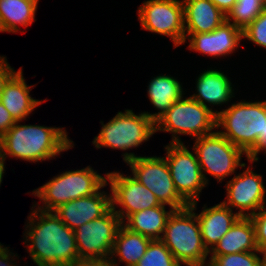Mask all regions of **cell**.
Returning a JSON list of instances; mask_svg holds the SVG:
<instances>
[{"mask_svg": "<svg viewBox=\"0 0 266 266\" xmlns=\"http://www.w3.org/2000/svg\"><path fill=\"white\" fill-rule=\"evenodd\" d=\"M35 207L36 204L32 206L24 233L31 259L37 266L73 265L79 260L74 231L54 211Z\"/></svg>", "mask_w": 266, "mask_h": 266, "instance_id": "obj_1", "label": "cell"}, {"mask_svg": "<svg viewBox=\"0 0 266 266\" xmlns=\"http://www.w3.org/2000/svg\"><path fill=\"white\" fill-rule=\"evenodd\" d=\"M16 122L0 138V155L29 162H42L73 148L65 129ZM8 155V156H7Z\"/></svg>", "mask_w": 266, "mask_h": 266, "instance_id": "obj_2", "label": "cell"}, {"mask_svg": "<svg viewBox=\"0 0 266 266\" xmlns=\"http://www.w3.org/2000/svg\"><path fill=\"white\" fill-rule=\"evenodd\" d=\"M196 206L197 202L173 210L160 240L180 265L208 266L206 260L209 251L202 240L200 224L194 211Z\"/></svg>", "mask_w": 266, "mask_h": 266, "instance_id": "obj_3", "label": "cell"}, {"mask_svg": "<svg viewBox=\"0 0 266 266\" xmlns=\"http://www.w3.org/2000/svg\"><path fill=\"white\" fill-rule=\"evenodd\" d=\"M264 117L266 101L241 100L218 112L216 127L225 129L218 132L242 149L247 154V160L254 163L257 161L258 136L263 134Z\"/></svg>", "mask_w": 266, "mask_h": 266, "instance_id": "obj_4", "label": "cell"}, {"mask_svg": "<svg viewBox=\"0 0 266 266\" xmlns=\"http://www.w3.org/2000/svg\"><path fill=\"white\" fill-rule=\"evenodd\" d=\"M109 183L107 177L87 166L76 171H65L32 191L42 200V211H54L61 204L97 193Z\"/></svg>", "mask_w": 266, "mask_h": 266, "instance_id": "obj_5", "label": "cell"}, {"mask_svg": "<svg viewBox=\"0 0 266 266\" xmlns=\"http://www.w3.org/2000/svg\"><path fill=\"white\" fill-rule=\"evenodd\" d=\"M182 96L155 122V132L165 131L172 134L171 143H182L178 135L199 138L217 129L218 111L203 106L191 97Z\"/></svg>", "mask_w": 266, "mask_h": 266, "instance_id": "obj_6", "label": "cell"}, {"mask_svg": "<svg viewBox=\"0 0 266 266\" xmlns=\"http://www.w3.org/2000/svg\"><path fill=\"white\" fill-rule=\"evenodd\" d=\"M102 128L92 143L96 148L128 150L148 141L155 132V122L144 112L136 115L132 110L118 112L108 123L101 121Z\"/></svg>", "mask_w": 266, "mask_h": 266, "instance_id": "obj_7", "label": "cell"}, {"mask_svg": "<svg viewBox=\"0 0 266 266\" xmlns=\"http://www.w3.org/2000/svg\"><path fill=\"white\" fill-rule=\"evenodd\" d=\"M123 161L129 165L132 176L151 190L159 202L178 210L188 204L177 193L165 157H141L134 153H124Z\"/></svg>", "mask_w": 266, "mask_h": 266, "instance_id": "obj_8", "label": "cell"}, {"mask_svg": "<svg viewBox=\"0 0 266 266\" xmlns=\"http://www.w3.org/2000/svg\"><path fill=\"white\" fill-rule=\"evenodd\" d=\"M193 150L206 184H208V179L205 172L221 182L226 176L234 174L236 168L246 166L245 163L240 162L243 154L246 156L247 154L218 131L196 138Z\"/></svg>", "mask_w": 266, "mask_h": 266, "instance_id": "obj_9", "label": "cell"}, {"mask_svg": "<svg viewBox=\"0 0 266 266\" xmlns=\"http://www.w3.org/2000/svg\"><path fill=\"white\" fill-rule=\"evenodd\" d=\"M122 223L111 208L105 215L76 228L74 233L79 260H109Z\"/></svg>", "mask_w": 266, "mask_h": 266, "instance_id": "obj_10", "label": "cell"}, {"mask_svg": "<svg viewBox=\"0 0 266 266\" xmlns=\"http://www.w3.org/2000/svg\"><path fill=\"white\" fill-rule=\"evenodd\" d=\"M166 162L179 196L189 205L199 201L204 181L196 153L188 150L184 143H171L165 146Z\"/></svg>", "mask_w": 266, "mask_h": 266, "instance_id": "obj_11", "label": "cell"}, {"mask_svg": "<svg viewBox=\"0 0 266 266\" xmlns=\"http://www.w3.org/2000/svg\"><path fill=\"white\" fill-rule=\"evenodd\" d=\"M141 27L171 38L174 47L185 43L182 0H148L138 8Z\"/></svg>", "mask_w": 266, "mask_h": 266, "instance_id": "obj_12", "label": "cell"}, {"mask_svg": "<svg viewBox=\"0 0 266 266\" xmlns=\"http://www.w3.org/2000/svg\"><path fill=\"white\" fill-rule=\"evenodd\" d=\"M105 176L110 182L112 209L122 222H126L129 215L140 210L162 205L153 192L135 177L125 176L115 171L108 172ZM117 205L121 209L116 210Z\"/></svg>", "mask_w": 266, "mask_h": 266, "instance_id": "obj_13", "label": "cell"}, {"mask_svg": "<svg viewBox=\"0 0 266 266\" xmlns=\"http://www.w3.org/2000/svg\"><path fill=\"white\" fill-rule=\"evenodd\" d=\"M265 188L263 176L254 173L249 166L227 182V196L222 203L231 210L238 209L240 217H250L266 205Z\"/></svg>", "mask_w": 266, "mask_h": 266, "instance_id": "obj_14", "label": "cell"}, {"mask_svg": "<svg viewBox=\"0 0 266 266\" xmlns=\"http://www.w3.org/2000/svg\"><path fill=\"white\" fill-rule=\"evenodd\" d=\"M112 208L111 194L101 192L61 204L54 210L60 220L73 231L87 222L105 215Z\"/></svg>", "mask_w": 266, "mask_h": 266, "instance_id": "obj_15", "label": "cell"}, {"mask_svg": "<svg viewBox=\"0 0 266 266\" xmlns=\"http://www.w3.org/2000/svg\"><path fill=\"white\" fill-rule=\"evenodd\" d=\"M187 38L189 50L217 58L235 52L243 39V31L225 21L211 32L192 33Z\"/></svg>", "mask_w": 266, "mask_h": 266, "instance_id": "obj_16", "label": "cell"}, {"mask_svg": "<svg viewBox=\"0 0 266 266\" xmlns=\"http://www.w3.org/2000/svg\"><path fill=\"white\" fill-rule=\"evenodd\" d=\"M185 42L192 33H207L226 21V15L210 0H182Z\"/></svg>", "mask_w": 266, "mask_h": 266, "instance_id": "obj_17", "label": "cell"}, {"mask_svg": "<svg viewBox=\"0 0 266 266\" xmlns=\"http://www.w3.org/2000/svg\"><path fill=\"white\" fill-rule=\"evenodd\" d=\"M33 87L34 85L26 84L22 68L10 78L4 87L0 101L16 122L26 120V117L44 102L30 96Z\"/></svg>", "mask_w": 266, "mask_h": 266, "instance_id": "obj_18", "label": "cell"}, {"mask_svg": "<svg viewBox=\"0 0 266 266\" xmlns=\"http://www.w3.org/2000/svg\"><path fill=\"white\" fill-rule=\"evenodd\" d=\"M196 214L204 246L210 251L240 217L222 202Z\"/></svg>", "mask_w": 266, "mask_h": 266, "instance_id": "obj_19", "label": "cell"}, {"mask_svg": "<svg viewBox=\"0 0 266 266\" xmlns=\"http://www.w3.org/2000/svg\"><path fill=\"white\" fill-rule=\"evenodd\" d=\"M196 81L197 94L190 97L205 107L210 108L206 103L222 105L235 97L229 77L218 69L205 70Z\"/></svg>", "mask_w": 266, "mask_h": 266, "instance_id": "obj_20", "label": "cell"}, {"mask_svg": "<svg viewBox=\"0 0 266 266\" xmlns=\"http://www.w3.org/2000/svg\"><path fill=\"white\" fill-rule=\"evenodd\" d=\"M259 251L255 227L250 217H239L232 227L209 251L211 256Z\"/></svg>", "mask_w": 266, "mask_h": 266, "instance_id": "obj_21", "label": "cell"}, {"mask_svg": "<svg viewBox=\"0 0 266 266\" xmlns=\"http://www.w3.org/2000/svg\"><path fill=\"white\" fill-rule=\"evenodd\" d=\"M151 240L147 236L129 230L122 224L114 241L109 259L110 264L112 266H118L115 258L119 257L118 263L124 262L126 266H135L145 254Z\"/></svg>", "mask_w": 266, "mask_h": 266, "instance_id": "obj_22", "label": "cell"}, {"mask_svg": "<svg viewBox=\"0 0 266 266\" xmlns=\"http://www.w3.org/2000/svg\"><path fill=\"white\" fill-rule=\"evenodd\" d=\"M148 97L158 113L144 112L151 120L156 122L184 92L182 84L177 79L168 75H159L151 79L148 85Z\"/></svg>", "mask_w": 266, "mask_h": 266, "instance_id": "obj_23", "label": "cell"}, {"mask_svg": "<svg viewBox=\"0 0 266 266\" xmlns=\"http://www.w3.org/2000/svg\"><path fill=\"white\" fill-rule=\"evenodd\" d=\"M165 205L151 207L145 210H140L134 214L129 215L126 219L127 222L122 224L129 230L140 233L154 239H161L166 227L168 217L173 212L165 209Z\"/></svg>", "mask_w": 266, "mask_h": 266, "instance_id": "obj_24", "label": "cell"}, {"mask_svg": "<svg viewBox=\"0 0 266 266\" xmlns=\"http://www.w3.org/2000/svg\"><path fill=\"white\" fill-rule=\"evenodd\" d=\"M39 0H0L1 32L18 33L35 20Z\"/></svg>", "mask_w": 266, "mask_h": 266, "instance_id": "obj_25", "label": "cell"}, {"mask_svg": "<svg viewBox=\"0 0 266 266\" xmlns=\"http://www.w3.org/2000/svg\"><path fill=\"white\" fill-rule=\"evenodd\" d=\"M265 9L263 0H237L226 15V21L243 31Z\"/></svg>", "mask_w": 266, "mask_h": 266, "instance_id": "obj_26", "label": "cell"}, {"mask_svg": "<svg viewBox=\"0 0 266 266\" xmlns=\"http://www.w3.org/2000/svg\"><path fill=\"white\" fill-rule=\"evenodd\" d=\"M135 266H181L160 239L151 240Z\"/></svg>", "mask_w": 266, "mask_h": 266, "instance_id": "obj_27", "label": "cell"}, {"mask_svg": "<svg viewBox=\"0 0 266 266\" xmlns=\"http://www.w3.org/2000/svg\"><path fill=\"white\" fill-rule=\"evenodd\" d=\"M257 253L260 251L211 256L207 262L208 266H263V258Z\"/></svg>", "mask_w": 266, "mask_h": 266, "instance_id": "obj_28", "label": "cell"}, {"mask_svg": "<svg viewBox=\"0 0 266 266\" xmlns=\"http://www.w3.org/2000/svg\"><path fill=\"white\" fill-rule=\"evenodd\" d=\"M243 38L266 49V9L243 30Z\"/></svg>", "mask_w": 266, "mask_h": 266, "instance_id": "obj_29", "label": "cell"}, {"mask_svg": "<svg viewBox=\"0 0 266 266\" xmlns=\"http://www.w3.org/2000/svg\"><path fill=\"white\" fill-rule=\"evenodd\" d=\"M256 235V243L261 255L266 254V206L250 216Z\"/></svg>", "mask_w": 266, "mask_h": 266, "instance_id": "obj_30", "label": "cell"}, {"mask_svg": "<svg viewBox=\"0 0 266 266\" xmlns=\"http://www.w3.org/2000/svg\"><path fill=\"white\" fill-rule=\"evenodd\" d=\"M16 72L17 71L9 65L6 57L0 56V99L5 85Z\"/></svg>", "mask_w": 266, "mask_h": 266, "instance_id": "obj_31", "label": "cell"}, {"mask_svg": "<svg viewBox=\"0 0 266 266\" xmlns=\"http://www.w3.org/2000/svg\"><path fill=\"white\" fill-rule=\"evenodd\" d=\"M16 123L0 101V138Z\"/></svg>", "mask_w": 266, "mask_h": 266, "instance_id": "obj_32", "label": "cell"}, {"mask_svg": "<svg viewBox=\"0 0 266 266\" xmlns=\"http://www.w3.org/2000/svg\"><path fill=\"white\" fill-rule=\"evenodd\" d=\"M9 251H10V249H8L7 247H4L0 243V266H16L14 263H12V261L13 260L15 261V259H13V257H17L18 255L17 254L14 255L15 253H13V255H11L12 252H9ZM10 257L12 260H10Z\"/></svg>", "mask_w": 266, "mask_h": 266, "instance_id": "obj_33", "label": "cell"}, {"mask_svg": "<svg viewBox=\"0 0 266 266\" xmlns=\"http://www.w3.org/2000/svg\"><path fill=\"white\" fill-rule=\"evenodd\" d=\"M217 6L225 15L229 13L237 0H210Z\"/></svg>", "mask_w": 266, "mask_h": 266, "instance_id": "obj_34", "label": "cell"}, {"mask_svg": "<svg viewBox=\"0 0 266 266\" xmlns=\"http://www.w3.org/2000/svg\"><path fill=\"white\" fill-rule=\"evenodd\" d=\"M70 266H112L109 260H78Z\"/></svg>", "mask_w": 266, "mask_h": 266, "instance_id": "obj_35", "label": "cell"}, {"mask_svg": "<svg viewBox=\"0 0 266 266\" xmlns=\"http://www.w3.org/2000/svg\"><path fill=\"white\" fill-rule=\"evenodd\" d=\"M260 151L266 153V117H264L263 134H260L257 140V161L259 159L258 154Z\"/></svg>", "mask_w": 266, "mask_h": 266, "instance_id": "obj_36", "label": "cell"}, {"mask_svg": "<svg viewBox=\"0 0 266 266\" xmlns=\"http://www.w3.org/2000/svg\"><path fill=\"white\" fill-rule=\"evenodd\" d=\"M5 159L0 155V187H1V182H2V178L4 175V171H5Z\"/></svg>", "mask_w": 266, "mask_h": 266, "instance_id": "obj_37", "label": "cell"}, {"mask_svg": "<svg viewBox=\"0 0 266 266\" xmlns=\"http://www.w3.org/2000/svg\"><path fill=\"white\" fill-rule=\"evenodd\" d=\"M262 256H263V266H266V254H264Z\"/></svg>", "mask_w": 266, "mask_h": 266, "instance_id": "obj_38", "label": "cell"}]
</instances>
